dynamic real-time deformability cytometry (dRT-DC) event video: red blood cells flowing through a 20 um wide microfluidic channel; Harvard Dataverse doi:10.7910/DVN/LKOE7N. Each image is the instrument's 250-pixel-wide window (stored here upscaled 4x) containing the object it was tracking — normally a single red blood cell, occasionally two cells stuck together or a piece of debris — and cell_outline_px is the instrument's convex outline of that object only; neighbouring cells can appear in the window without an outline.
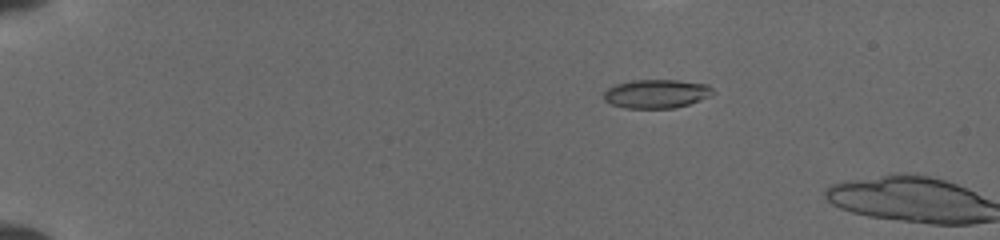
{"species": "common noctule bat (a hibernating species)", "species_latin": "Nyctalus noctula", "temperature_condition": "cold", "stored_images_in_passage": 9, "camera_frame_rate_fps": 3000, "um_per_image_px": 0.085, "animal": {"sex": "female", "body_mass_g": 19.5, "forearm_length_mm": 54.1}, "frame": {"image": 1, "passage_image": 7, "time_ms": 3.0, "image_size_px": [1000, 240], "cell_outline_px": [[716, 92], [688, 104], [676, 108], [628, 108], [612, 104], [604, 100], [604, 92], [608, 88], [616, 84], [632, 80], [676, 80], [708, 84]], "centroid_in_image_um": [55.79, 7.96], "position_along_channel_um": 29.2, "area_um2": 18.09}}